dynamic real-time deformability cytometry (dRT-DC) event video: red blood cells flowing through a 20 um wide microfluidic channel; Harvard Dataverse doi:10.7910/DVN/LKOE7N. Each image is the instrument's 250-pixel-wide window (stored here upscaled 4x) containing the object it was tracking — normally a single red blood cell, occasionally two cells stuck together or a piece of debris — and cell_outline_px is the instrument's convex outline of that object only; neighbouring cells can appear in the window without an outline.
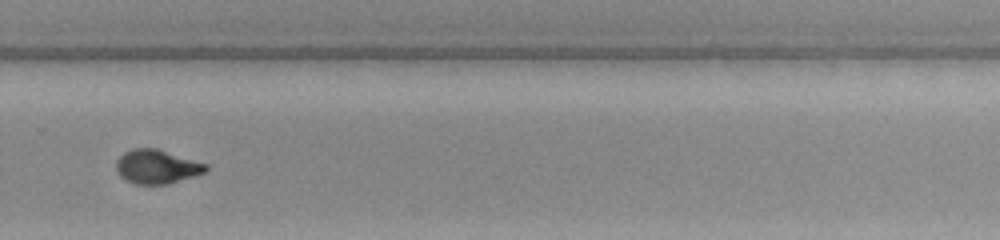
{"species": "common noctule bat (a hibernating species)", "species_latin": "Nyctalus noctula", "temperature_condition": "warm", "stored_images_in_passage": 33, "camera_frame_rate_fps": 3000, "um_per_image_px": 0.085, "animal": {"sex": "female", "body_mass_g": 22.0, "forearm_length_mm": 56.7}, "frame": {"image": 1, "passage_image": 24, "time_ms": 7.667, "image_size_px": [1000, 240], "cell_outline_px": [[208, 168], [204, 172], [168, 184], [136, 184], [124, 180], [120, 176], [116, 168], [116, 160], [124, 152], [132, 148], [156, 148], [208, 164]], "centroid_in_image_um": [13.3, 14.16], "position_along_channel_um": 316.5, "area_um2": 17.69}, "authors_computed_cell_mechanics": {"area_um2": 18.2648, "velocity_mm_per_s": 4.0241, "shape_relaxation_time_tau1_ms": 6.5501, "shape_relaxation_time_tau2_ms": 0.7723, "deformation_change_tau1": 0.241, "deformation_change_tau2": 0.0614}}